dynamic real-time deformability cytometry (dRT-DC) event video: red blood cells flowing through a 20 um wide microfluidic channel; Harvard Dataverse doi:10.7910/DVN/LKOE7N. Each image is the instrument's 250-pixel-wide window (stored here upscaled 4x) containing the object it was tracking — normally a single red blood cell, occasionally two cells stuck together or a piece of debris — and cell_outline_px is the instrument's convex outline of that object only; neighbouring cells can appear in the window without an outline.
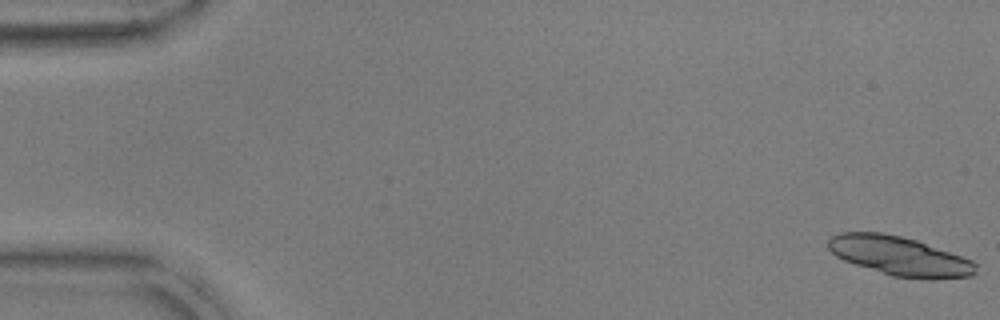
{"species": "common noctule bat (a hibernating species)", "species_latin": "Nyctalus noctula", "temperature_condition": "warm", "stored_images_in_passage": 13, "camera_frame_rate_fps": 3000, "um_per_image_px": 0.085, "animal": {"sex": "male", "body_mass_g": 17.9, "forearm_length_mm": 54.2}, "frame": {"image": 1, "passage_image": 1, "time_ms": 0.0, "image_size_px": [1000, 320], "cell_outline_px": [[976, 272], [972, 276], [932, 280], [920, 280], [892, 276], [844, 260], [836, 256], [828, 248], [828, 240], [832, 236], [840, 232], [880, 232], [900, 236], [916, 240], [972, 260], [976, 264]], "centroid_in_image_um": [76.48, 21.78], "position_along_channel_um": 8.5, "area_um2": 33.7}}